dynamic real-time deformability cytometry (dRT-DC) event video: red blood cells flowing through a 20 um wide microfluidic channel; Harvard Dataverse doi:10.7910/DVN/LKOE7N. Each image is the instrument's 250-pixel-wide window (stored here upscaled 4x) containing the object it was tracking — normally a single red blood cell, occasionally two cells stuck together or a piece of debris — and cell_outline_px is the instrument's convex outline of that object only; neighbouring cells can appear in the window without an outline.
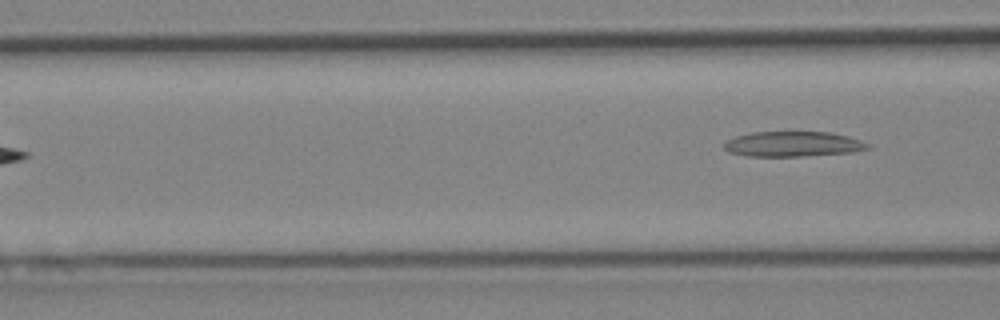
{"species": "Egyptian fruit bat (a non-hibernating species)", "species_latin": "Rousettus aegyptiacus", "temperature_condition": "cold", "stored_images_in_passage": 4, "camera_frame_rate_fps": 3000, "um_per_image_px": 0.085, "animal": {"sex": "female"}, "frame": {"image": 1, "passage_image": 4, "time_ms": 3.667, "image_size_px": [1000, 320], "cell_outline_px": [[872, 148], [852, 152], [804, 156], [744, 156], [728, 152], [724, 148], [724, 140], [736, 136], [752, 132], [828, 132], [848, 136], [860, 140], [868, 144]], "centroid_in_image_um": [67.36, 12.25], "position_along_channel_um": 99.2, "area_um2": 21.15}}